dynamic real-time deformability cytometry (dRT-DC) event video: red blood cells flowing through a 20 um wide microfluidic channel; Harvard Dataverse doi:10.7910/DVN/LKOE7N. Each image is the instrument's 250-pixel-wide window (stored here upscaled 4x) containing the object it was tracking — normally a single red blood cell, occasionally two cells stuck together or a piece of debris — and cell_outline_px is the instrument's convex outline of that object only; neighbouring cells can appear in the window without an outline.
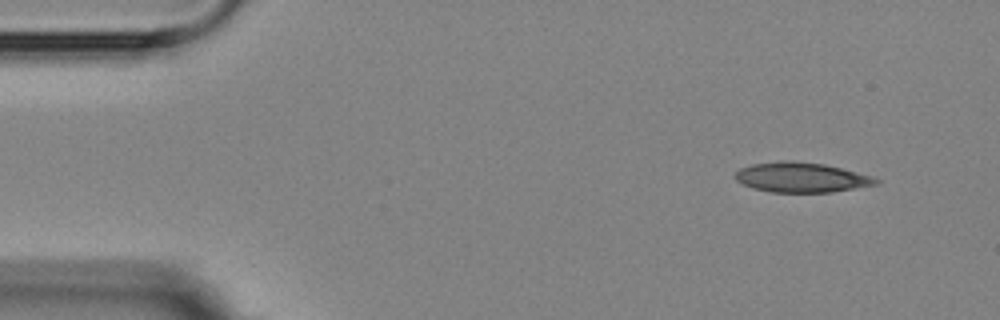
{"species": "Egyptian fruit bat (a non-hibernating species)", "species_latin": "Rousettus aegyptiacus", "temperature_condition": "room temperature", "stored_images_in_passage": 3, "camera_frame_rate_fps": 3000, "um_per_image_px": 0.085, "animal": {"sex": "female"}, "frame": {"image": 1, "passage_image": 1, "time_ms": 0.0, "image_size_px": [1000, 320], "cell_outline_px": [[880, 180], [876, 184], [832, 192], [772, 192], [752, 188], [736, 180], [736, 172], [740, 168], [752, 164], [824, 164], [872, 176]], "centroid_in_image_um": [68.15, 15.13], "position_along_channel_um": 16.9, "area_um2": 23.12}}
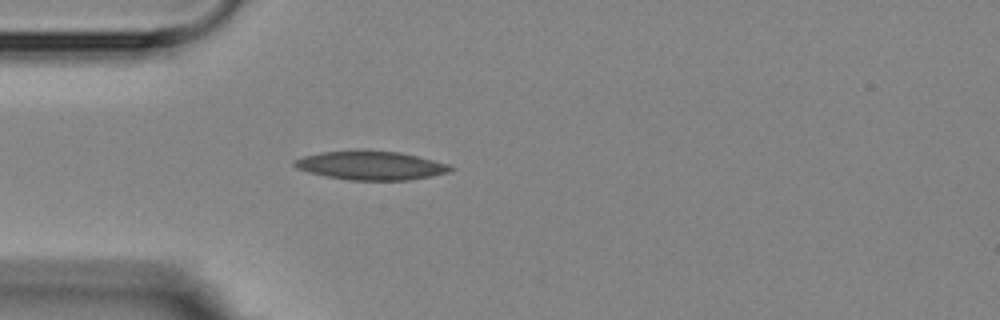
{"frame": {"image": 2, "passage_image": 3, "time_ms": 3.333, "image_size_px": [1000, 320], "cell_outline_px": [[456, 168], [448, 172], [432, 176], [408, 180], [348, 180], [308, 172], [296, 168], [292, 164], [292, 160], [304, 156], [320, 152], [356, 148], [400, 152], [448, 164]], "centroid_in_image_um": [31.47, 14.04], "position_along_channel_um": 53.5, "area_um2": 26.65}}